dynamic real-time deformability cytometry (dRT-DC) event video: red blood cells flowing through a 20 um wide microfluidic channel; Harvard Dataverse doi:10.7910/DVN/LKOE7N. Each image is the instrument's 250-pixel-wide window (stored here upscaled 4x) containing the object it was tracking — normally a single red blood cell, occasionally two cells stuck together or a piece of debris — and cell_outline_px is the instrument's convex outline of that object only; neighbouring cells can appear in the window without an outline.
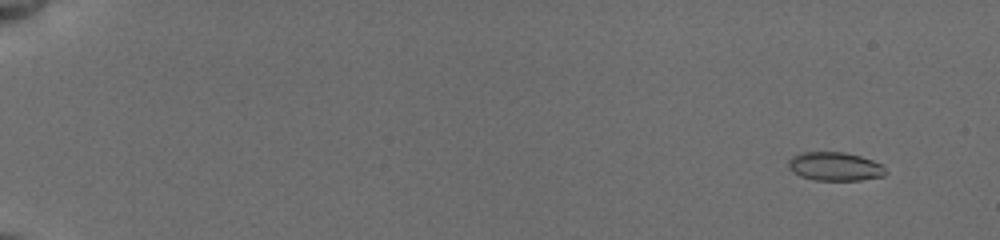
{"species": "common noctule bat (a hibernating species)", "species_latin": "Nyctalus noctula", "temperature_condition": "cold", "stored_images_in_passage": 23, "camera_frame_rate_fps": 3000, "um_per_image_px": 0.085, "animal": {"sex": "female", "body_mass_g": 19.5, "forearm_length_mm": 54.1}, "frame": {"image": 1, "passage_image": 3, "time_ms": 1.333, "image_size_px": [1000, 240], "cell_outline_px": [[888, 172], [884, 176], [860, 180], [816, 180], [800, 176], [792, 172], [788, 168], [788, 160], [792, 156], [800, 152], [844, 152], [860, 156], [872, 160], [880, 164]], "centroid_in_image_um": [70.94, 14.15], "position_along_channel_um": 14.1, "area_um2": 16.3}}
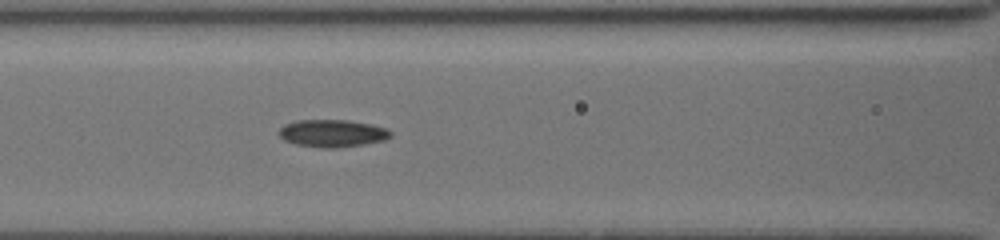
{"frame": {"image": 2, "passage_image": 14, "time_ms": 9.0, "image_size_px": [1000, 240], "cell_outline_px": [[392, 136], [384, 140], [364, 144], [336, 148], [324, 148], [296, 144], [284, 140], [280, 136], [280, 128], [284, 124], [296, 120], [348, 120], [372, 124], [388, 128], [392, 132]], "centroid_in_image_um": [28.28, 11.32], "position_along_channel_um": 138.3, "area_um2": 17.92}}
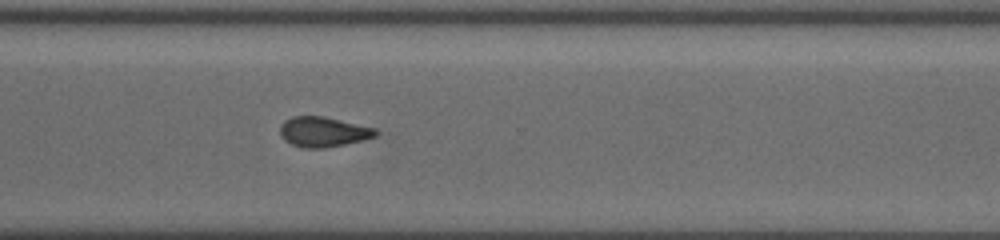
{"frame": {"image": 3, "passage_image": 22, "time_ms": 14.333, "image_size_px": [1000, 240], "cell_outline_px": [[380, 132], [376, 136], [364, 140], [324, 148], [304, 148], [292, 144], [284, 140], [280, 132], [280, 128], [284, 120], [292, 116], [324, 116], [376, 128]], "centroid_in_image_um": [27.5, 11.2], "position_along_channel_um": 343.1, "area_um2": 16.82}}